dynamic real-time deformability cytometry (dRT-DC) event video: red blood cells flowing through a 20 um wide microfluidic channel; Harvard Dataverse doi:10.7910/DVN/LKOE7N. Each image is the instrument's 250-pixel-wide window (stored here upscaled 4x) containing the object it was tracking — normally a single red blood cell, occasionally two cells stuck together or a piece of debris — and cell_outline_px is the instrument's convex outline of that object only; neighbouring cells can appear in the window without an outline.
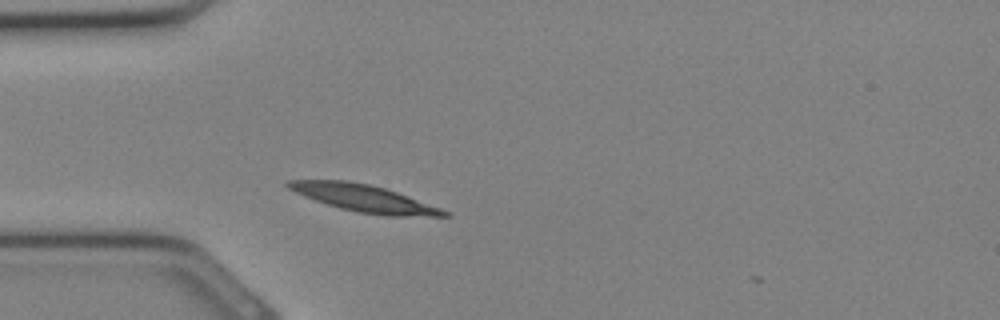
{"species": "Egyptian fruit bat (a non-hibernating species)", "species_latin": "Rousettus aegyptiacus", "temperature_condition": "cold", "stored_images_in_passage": 26, "camera_frame_rate_fps": 3000, "um_per_image_px": 0.085, "animal": {"sex": "female"}, "frame": {"image": 1, "passage_image": 4, "time_ms": 1.0, "image_size_px": [1000, 320], "cell_outline_px": [[452, 216], [388, 216], [356, 212], [340, 208], [304, 196], [288, 188], [284, 184], [288, 180], [348, 180], [368, 184], [384, 188], [408, 196], [452, 212]], "centroid_in_image_um": [30.97, 16.86], "position_along_channel_um": 54.0, "area_um2": 24.51}}
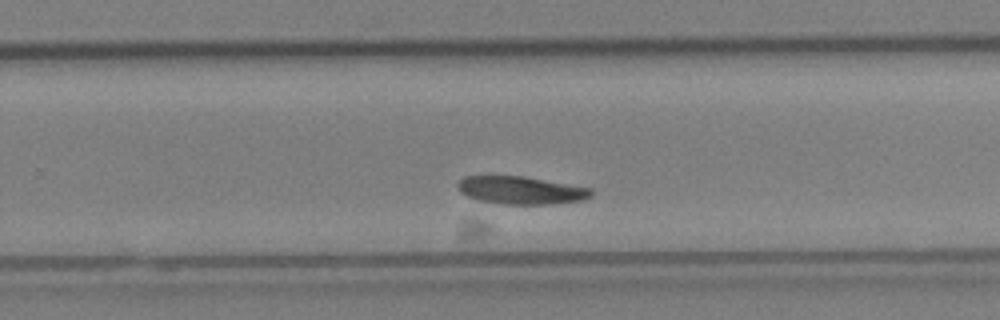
{"frame": {"image": 2, "passage_image": 16, "time_ms": 5.0, "image_size_px": [1000, 320], "cell_outline_px": [[592, 196], [584, 200], [556, 204], [492, 204], [476, 200], [460, 192], [456, 188], [456, 184], [464, 176], [524, 176], [592, 188]], "centroid_in_image_um": [44.26, 16.18], "position_along_channel_um": 285.5, "area_um2": 22.02}}
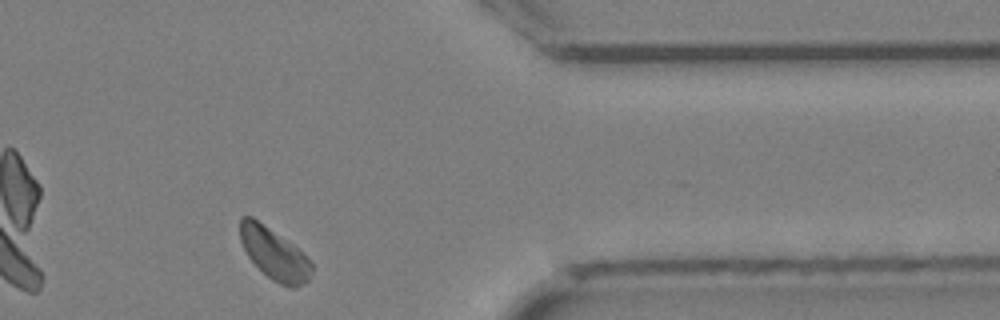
{"frame": {"image": 3, "passage_image": 22, "time_ms": 7.0, "image_size_px": [1000, 320], "cell_outline_px": [[312, 272], [308, 280], [296, 288], [292, 288], [280, 284], [272, 280], [248, 256], [240, 240], [240, 216], [252, 216], [292, 244], [312, 264]], "centroid_in_image_um": [23.29, 21.57], "position_along_channel_um": 388.1, "area_um2": 20.92}}